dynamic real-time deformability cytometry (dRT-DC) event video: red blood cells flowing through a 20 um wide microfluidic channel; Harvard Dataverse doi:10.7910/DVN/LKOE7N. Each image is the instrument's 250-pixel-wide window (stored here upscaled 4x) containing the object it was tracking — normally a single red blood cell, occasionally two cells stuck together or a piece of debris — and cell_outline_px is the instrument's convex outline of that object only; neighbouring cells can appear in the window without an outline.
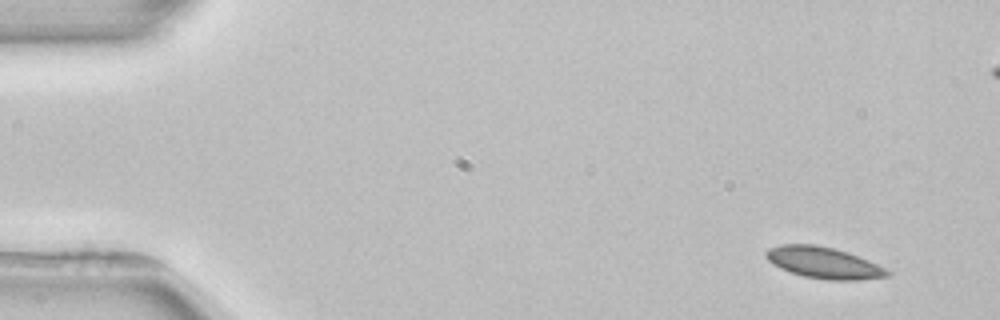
{"species": "common noctule bat (a hibernating species)", "species_latin": "Nyctalus noctula", "temperature_condition": "room temperature", "stored_images_in_passage": 4, "camera_frame_rate_fps": 3000, "um_per_image_px": 0.085, "animal": {"sex": "female", "body_mass_g": 22.7, "forearm_length_mm": 54.2}, "frame": {"image": 1, "passage_image": 1, "time_ms": 0.0, "image_size_px": [1000, 320], "cell_outline_px": [[892, 272], [888, 276], [860, 280], [828, 280], [804, 276], [780, 268], [772, 264], [764, 256], [764, 252], [768, 248], [780, 244], [816, 244], [836, 248], [848, 252], [868, 260]], "centroid_in_image_um": [69.98, 22.32], "position_along_channel_um": 15.0, "area_um2": 22.31}}